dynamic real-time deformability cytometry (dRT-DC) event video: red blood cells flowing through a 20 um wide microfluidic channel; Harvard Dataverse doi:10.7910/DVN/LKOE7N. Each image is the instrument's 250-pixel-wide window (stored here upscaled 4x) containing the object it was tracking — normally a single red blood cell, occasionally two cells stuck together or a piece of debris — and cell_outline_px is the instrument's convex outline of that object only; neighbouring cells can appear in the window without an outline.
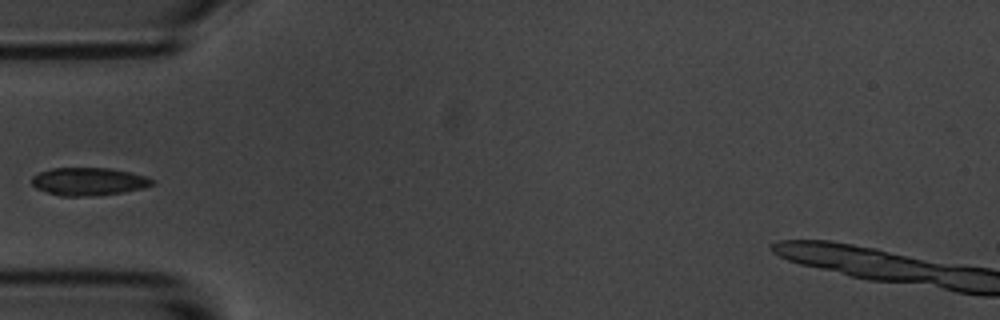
{"species": "common noctule bat (a hibernating species)", "species_latin": "Nyctalus noctula", "temperature_condition": "room temperature", "stored_images_in_passage": 5, "camera_frame_rate_fps": 3000, "um_per_image_px": 0.085, "animal": {"sex": "male", "body_mass_g": 20.1, "forearm_length_mm": 53.5}, "frame": {"image": 1, "passage_image": 5, "time_ms": 5.667, "image_size_px": [1000, 320], "cell_outline_px": [[156, 184], [144, 188], [124, 192], [96, 196], [60, 196], [36, 188], [32, 184], [32, 176], [40, 172], [52, 168], [108, 168], [128, 172], [144, 176], [156, 180]], "centroid_in_image_um": [7.56, 15.44], "position_along_channel_um": 77.4, "area_um2": 19.59}}